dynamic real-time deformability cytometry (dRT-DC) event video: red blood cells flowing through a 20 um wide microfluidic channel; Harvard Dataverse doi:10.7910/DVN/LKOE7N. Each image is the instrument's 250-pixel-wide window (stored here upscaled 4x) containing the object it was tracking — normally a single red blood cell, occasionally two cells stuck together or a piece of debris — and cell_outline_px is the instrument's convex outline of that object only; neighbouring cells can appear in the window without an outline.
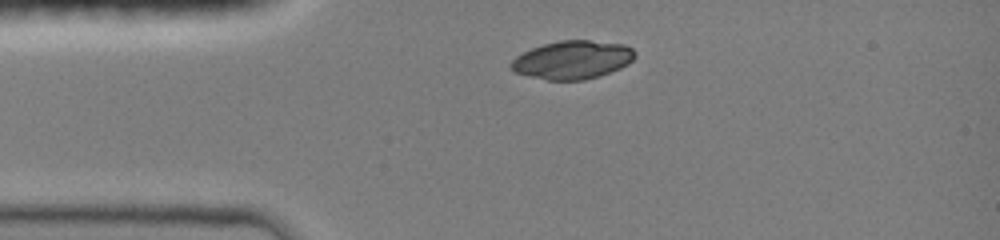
{"species": "common noctule bat (a hibernating species)", "species_latin": "Nyctalus noctula", "temperature_condition": "room temperature", "stored_images_in_passage": 33, "camera_frame_rate_fps": 3000, "um_per_image_px": 0.085, "animal": {"sex": "female", "body_mass_g": 19.0, "forearm_length_mm": 51.5}, "frame": {"image": 1, "passage_image": 1, "time_ms": 0.0, "image_size_px": [1000, 240], "cell_outline_px": [[636, 56], [628, 64], [620, 68], [584, 80], [548, 80], [528, 76], [516, 72], [508, 64], [516, 56], [532, 48], [544, 44], [560, 40], [588, 40], [624, 44], [632, 48], [636, 52]], "centroid_in_image_um": [48.66, 5.08], "position_along_channel_um": 36.3, "area_um2": 27.51}}
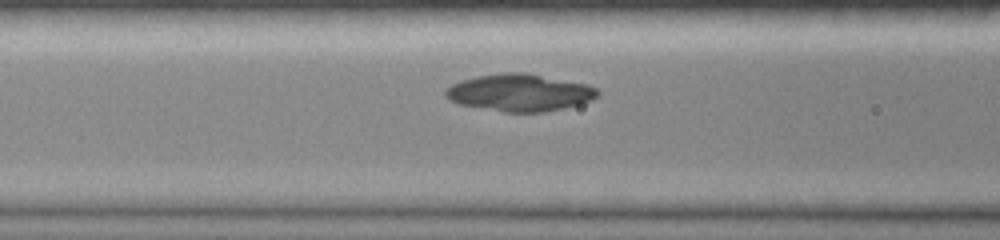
{"frame": {"image": 2, "passage_image": 13, "time_ms": 2.667, "image_size_px": [1000, 240], "cell_outline_px": [[600, 96], [592, 100], [544, 112], [504, 112], [460, 104], [448, 100], [444, 96], [444, 88], [460, 80], [476, 76], [504, 72], [524, 72], [588, 84], [596, 88], [600, 92]], "centroid_in_image_um": [44.14, 7.86], "position_along_channel_um": 122.5, "area_um2": 33.06}}
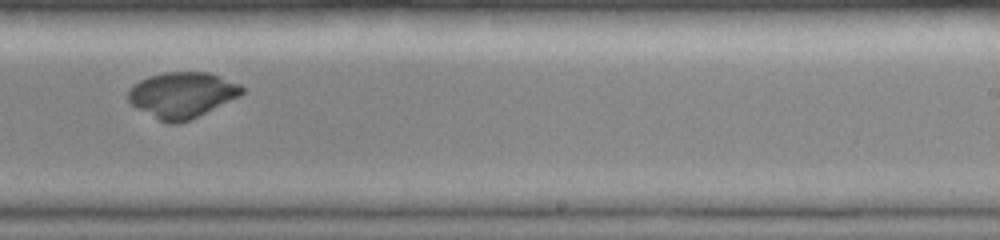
{"frame": {"image": 3, "passage_image": 29, "time_ms": 6.333, "image_size_px": [1000, 240], "cell_outline_px": [[244, 92], [240, 96], [180, 124], [168, 124], [136, 108], [128, 100], [128, 92], [140, 80], [148, 76], [164, 72], [208, 72], [220, 76], [240, 84], [244, 88]], "centroid_in_image_um": [15.49, 8.06], "position_along_channel_um": 273.5, "area_um2": 30.11}}